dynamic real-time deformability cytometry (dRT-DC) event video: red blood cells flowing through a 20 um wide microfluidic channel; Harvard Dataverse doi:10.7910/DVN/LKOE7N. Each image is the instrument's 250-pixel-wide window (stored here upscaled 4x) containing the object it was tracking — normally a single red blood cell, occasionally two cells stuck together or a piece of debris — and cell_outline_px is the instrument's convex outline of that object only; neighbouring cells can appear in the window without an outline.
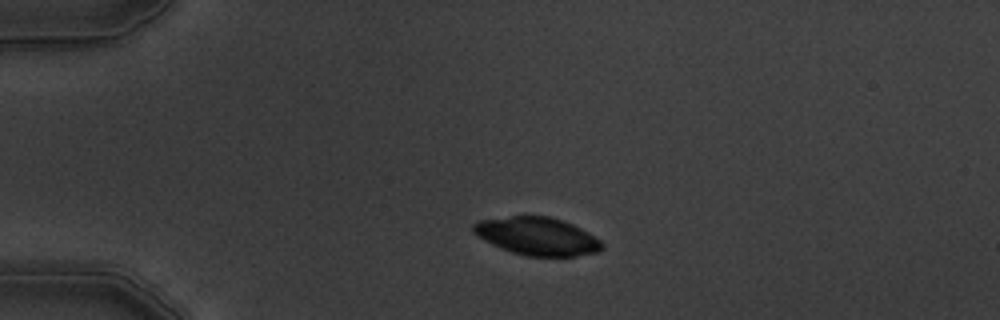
{"species": "common noctule bat (a hibernating species)", "species_latin": "Nyctalus noctula", "temperature_condition": "warm", "stored_images_in_passage": 2, "camera_frame_rate_fps": 3000, "um_per_image_px": 0.085, "animal": {"sex": "male", "body_mass_g": 19.5, "forearm_length_mm": 54.6}, "frame": {"image": 1, "passage_image": 1, "time_ms": 0.0, "image_size_px": [1000, 320], "cell_outline_px": [[604, 248], [600, 252], [576, 256], [528, 256], [512, 252], [500, 248], [484, 240], [472, 232], [472, 224], [480, 220], [512, 216], [548, 216], [572, 224], [588, 232], [600, 240], [604, 244]], "centroid_in_image_um": [45.68, 20.09], "position_along_channel_um": 39.3, "area_um2": 28.38}}